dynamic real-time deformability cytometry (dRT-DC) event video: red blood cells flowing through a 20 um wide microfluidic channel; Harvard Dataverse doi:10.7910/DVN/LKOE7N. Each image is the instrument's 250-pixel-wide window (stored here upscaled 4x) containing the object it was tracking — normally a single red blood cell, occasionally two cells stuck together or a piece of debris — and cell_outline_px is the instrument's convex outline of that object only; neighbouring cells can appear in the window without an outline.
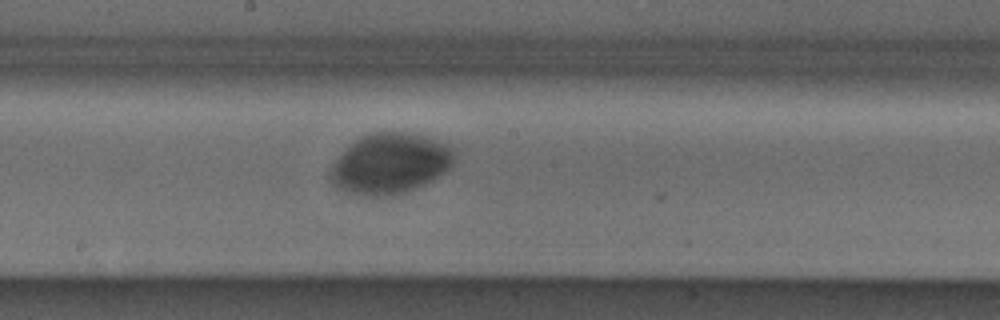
{"species": "Egyptian fruit bat (a non-hibernating species)", "species_latin": "Rousettus aegyptiacus", "temperature_condition": "cold", "stored_images_in_passage": 35, "camera_frame_rate_fps": 3000, "um_per_image_px": 0.085, "animal": {"sex": "male"}, "frame": {"image": 1, "passage_image": 16, "time_ms": 5.0, "image_size_px": [1000, 320], "cell_outline_px": [[452, 164], [444, 172], [432, 180], [408, 192], [392, 196], [356, 196], [344, 192], [336, 188], [332, 184], [328, 176], [328, 172], [336, 160], [360, 136], [368, 132], [416, 132], [448, 144], [452, 148]], "centroid_in_image_um": [33.12, 13.92], "position_along_channel_um": 215.1, "area_um2": 44.1}}
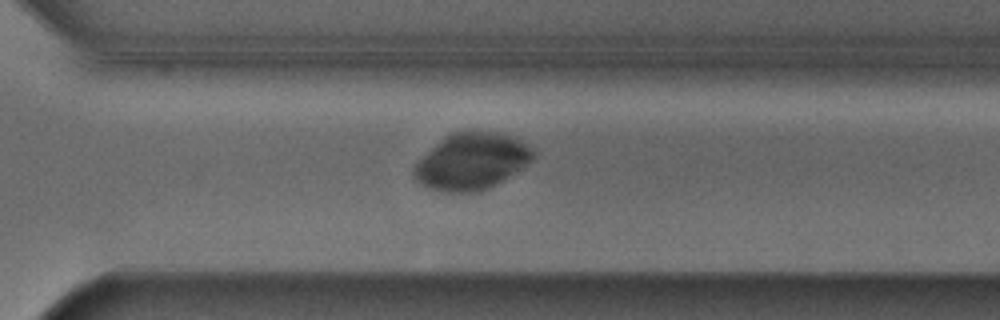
{"frame": {"image": 2, "passage_image": 25, "time_ms": 8.0, "image_size_px": [1000, 320], "cell_outline_px": [[532, 160], [508, 176], [488, 188], [480, 192], [436, 192], [420, 184], [416, 180], [412, 172], [416, 164], [444, 136], [452, 132], [464, 128], [476, 128], [504, 132], [516, 136], [528, 144], [532, 148]], "centroid_in_image_um": [40.08, 13.66], "position_along_channel_um": 330.5, "area_um2": 39.94}}
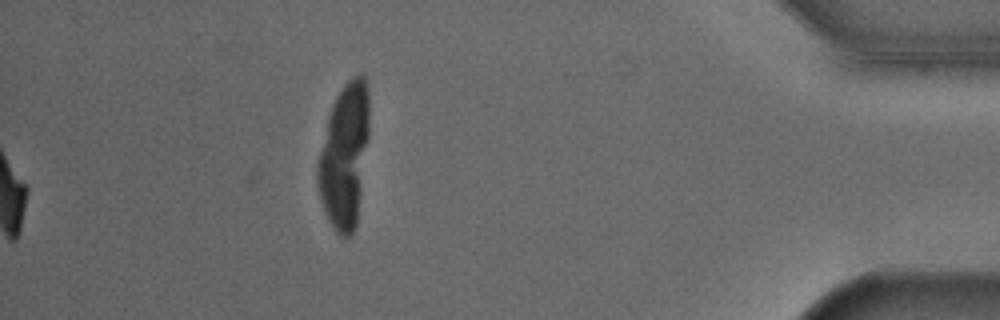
{"frame": {"image": 3, "passage_image": 35, "time_ms": 11.333, "image_size_px": [1000, 320], "cell_outline_px": [[368, 136], [356, 228], [352, 236], [340, 236], [332, 228], [324, 212], [320, 200], [316, 184], [316, 164], [328, 116], [332, 104], [336, 96], [344, 84], [352, 76], [360, 72], [364, 76], [368, 88]], "centroid_in_image_um": [29.25, 13.26], "position_along_channel_um": 406.0, "area_um2": 43.75}}